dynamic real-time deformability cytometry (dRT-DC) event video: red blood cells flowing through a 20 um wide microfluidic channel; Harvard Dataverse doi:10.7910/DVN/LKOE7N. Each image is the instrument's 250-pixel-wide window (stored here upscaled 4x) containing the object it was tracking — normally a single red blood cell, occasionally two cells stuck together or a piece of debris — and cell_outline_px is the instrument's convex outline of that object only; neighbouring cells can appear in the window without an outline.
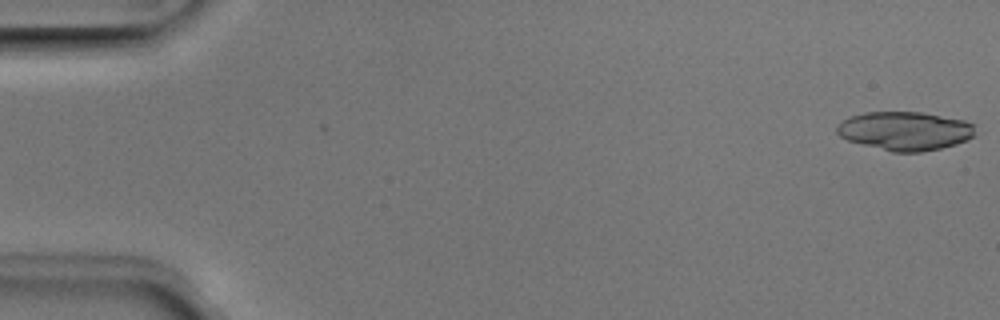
{"species": "Egyptian fruit bat (a non-hibernating species)", "species_latin": "Rousettus aegyptiacus", "temperature_condition": "room temperature", "stored_images_in_passage": 37, "segment_of_instrument_passage": [1, 2], "camera_frame_rate_fps": 3000, "um_per_image_px": 0.085, "animal": {"sex": "male"}, "frame": {"image": 1, "passage_image": 1, "time_ms": 0.0, "image_size_px": [1000, 320], "cell_outline_px": [[976, 124], [972, 136], [956, 144], [940, 148], [920, 152], [892, 152], [848, 140], [840, 136], [836, 132], [836, 128], [848, 116], [864, 112], [920, 112], [964, 120]], "centroid_in_image_um": [76.91, 11.12], "position_along_channel_um": 8.1, "area_um2": 30.98}}